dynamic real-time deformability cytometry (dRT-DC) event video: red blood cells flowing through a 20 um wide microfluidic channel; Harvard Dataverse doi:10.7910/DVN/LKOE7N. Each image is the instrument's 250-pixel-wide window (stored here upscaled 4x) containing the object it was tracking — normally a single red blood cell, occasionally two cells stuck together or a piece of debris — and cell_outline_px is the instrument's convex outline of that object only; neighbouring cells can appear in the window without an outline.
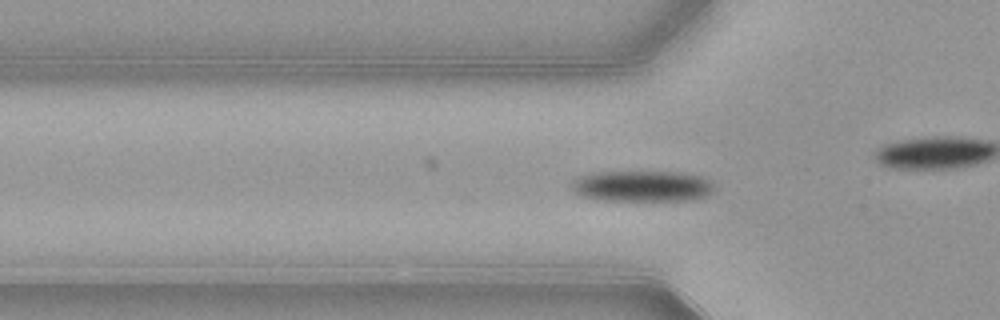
{"species": "common noctule bat (a hibernating species)", "species_latin": "Nyctalus noctula", "temperature_condition": "warm", "stored_images_in_passage": 44, "camera_frame_rate_fps": 3000, "um_per_image_px": 0.085, "animal": {"sex": "female", "body_mass_g": 21.9}, "frame": {"image": 1, "passage_image": 7, "time_ms": 2.0, "image_size_px": [1000, 320], "cell_outline_px": [[712, 192], [708, 196], [692, 200], [596, 200], [576, 196], [572, 188], [572, 180], [580, 176], [596, 172], [680, 172], [700, 176], [708, 180], [712, 184]], "centroid_in_image_um": [54.53, 15.83], "position_along_channel_um": 71.3, "area_um2": 25.89}}
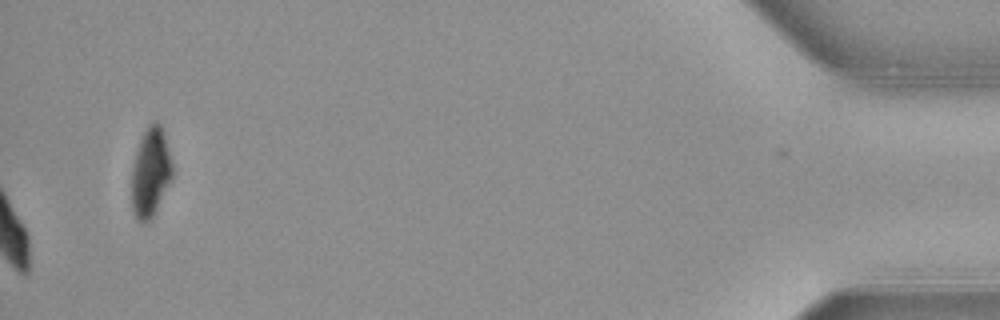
{"frame": {"image": 2, "passage_image": 44, "time_ms": 14.333, "image_size_px": [1000, 320], "cell_outline_px": [[172, 180], [156, 212], [148, 224], [144, 224], [136, 220], [132, 212], [132, 168], [136, 152], [140, 140], [148, 124], [152, 120], [156, 120], [160, 124], [164, 132], [172, 160]], "centroid_in_image_um": [12.81, 14.69], "position_along_channel_um": 422.4, "area_um2": 21.68}, "authors_computed_cell_mechanics": {"area_um2": 25.8944, "velocity_mm_per_s": 3.8589, "shape_relaxation_time_tau1_ms": 2.2364, "shape_relaxation_time_tau2_ms": null, "deformation_change_tau1": 0.1347, "deformation_change_tau2": null}}